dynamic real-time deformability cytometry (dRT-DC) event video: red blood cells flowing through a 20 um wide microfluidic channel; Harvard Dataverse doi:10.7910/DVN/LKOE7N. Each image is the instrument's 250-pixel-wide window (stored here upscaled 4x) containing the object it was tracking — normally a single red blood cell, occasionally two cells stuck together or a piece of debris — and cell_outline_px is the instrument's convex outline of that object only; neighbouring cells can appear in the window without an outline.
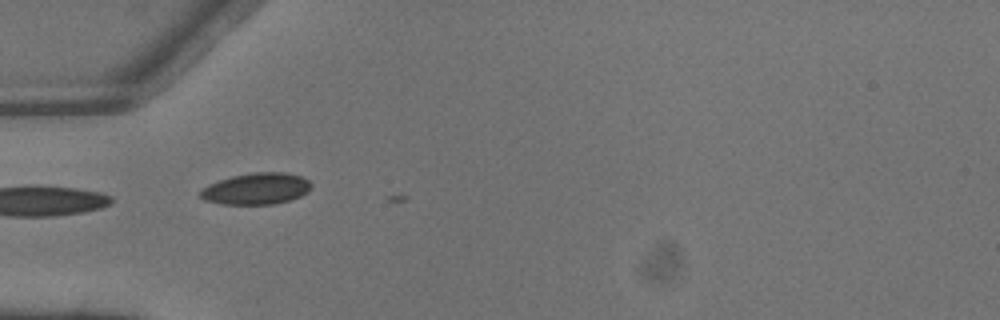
{"species": "common noctule bat (a hibernating species)", "species_latin": "Nyctalus noctula", "temperature_condition": "warm", "stored_images_in_passage": 5, "camera_frame_rate_fps": 3000, "um_per_image_px": 0.085, "animal": {"sex": "male", "body_mass_g": 13.3}, "frame": {"image": 1, "passage_image": 4, "time_ms": 1.0, "image_size_px": [1000, 320], "cell_outline_px": [[312, 188], [308, 192], [300, 196], [288, 200], [272, 204], [220, 204], [204, 200], [200, 196], [200, 192], [208, 184], [232, 176], [256, 172], [284, 172], [300, 176], [308, 180], [312, 184]], "centroid_in_image_um": [21.8, 16.04], "position_along_channel_um": 63.2, "area_um2": 20.23}}
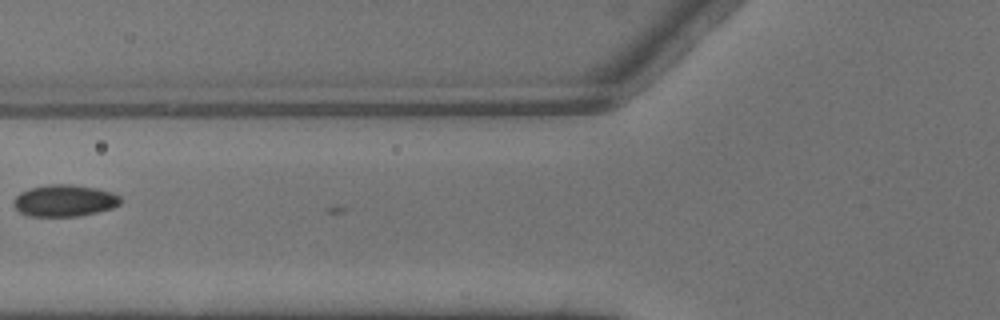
{"frame": {"image": 2, "passage_image": 5, "time_ms": 1.333, "image_size_px": [1000, 320], "cell_outline_px": [[120, 204], [112, 208], [80, 216], [28, 216], [20, 212], [12, 204], [12, 200], [20, 192], [28, 188], [48, 184], [72, 184], [96, 188], [112, 192], [120, 196]], "centroid_in_image_um": [5.45, 17.04], "position_along_channel_um": 120.4, "area_um2": 19.94}}